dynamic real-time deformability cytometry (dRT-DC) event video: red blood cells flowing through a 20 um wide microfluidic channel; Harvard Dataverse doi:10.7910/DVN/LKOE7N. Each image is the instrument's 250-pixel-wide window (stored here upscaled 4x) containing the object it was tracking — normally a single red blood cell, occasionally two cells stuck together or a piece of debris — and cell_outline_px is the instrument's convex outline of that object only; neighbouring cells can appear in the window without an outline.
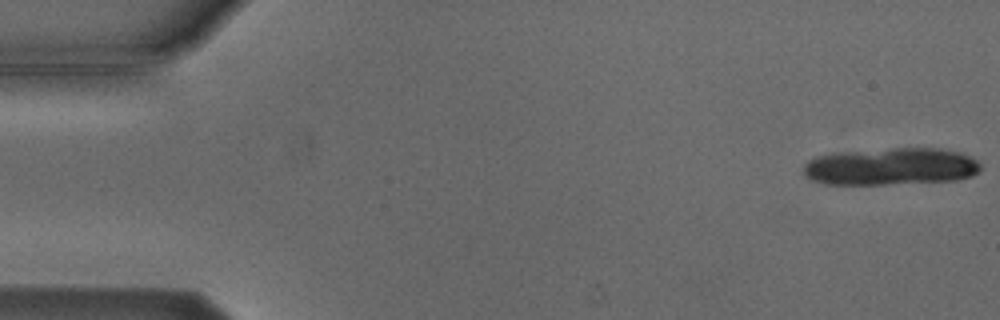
{"species": "Egyptian fruit bat (a non-hibernating species)", "species_latin": "Rousettus aegyptiacus", "temperature_condition": "cold", "stored_images_in_passage": 9, "camera_frame_rate_fps": 3000, "um_per_image_px": 0.085, "animal": {"sex": "male"}, "frame": {"image": 1, "passage_image": 1, "time_ms": 0.0, "image_size_px": [1000, 320], "cell_outline_px": [[980, 168], [972, 176], [960, 180], [884, 184], [824, 184], [812, 180], [804, 172], [804, 164], [808, 160], [816, 156], [832, 152], [896, 148], [940, 148], [960, 152], [976, 160], [980, 164]], "centroid_in_image_um": [75.71, 14.15], "position_along_channel_um": 9.3, "area_um2": 38.61}}
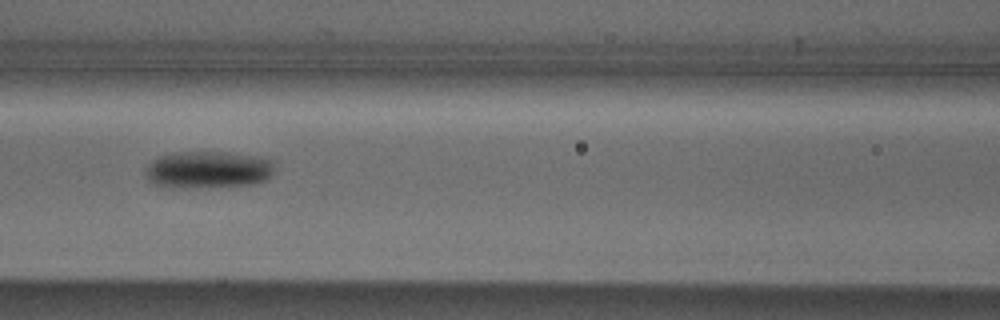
{"frame": {"image": 2, "passage_image": 7, "time_ms": 7.667, "image_size_px": [1000, 320], "cell_outline_px": [[276, 168], [264, 180], [252, 184], [196, 188], [172, 188], [152, 184], [148, 180], [144, 172], [144, 168], [156, 156], [172, 152], [228, 152], [260, 156], [276, 160]], "centroid_in_image_um": [17.66, 14.41], "position_along_channel_um": 148.9, "area_um2": 28.73}}
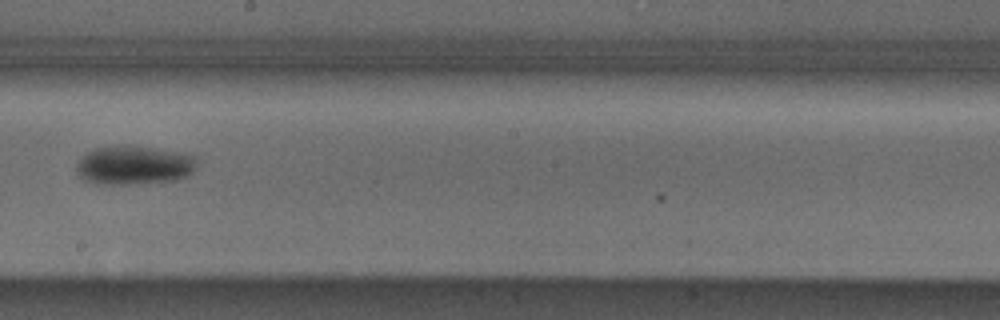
{"frame": {"image": 3, "passage_image": 9, "time_ms": 10.0, "image_size_px": [1000, 320], "cell_outline_px": [[196, 168], [188, 176], [176, 180], [136, 184], [96, 184], [84, 180], [76, 172], [76, 164], [88, 152], [96, 148], [124, 144], [128, 144], [184, 152], [196, 156]], "centroid_in_image_um": [11.42, 14.03], "position_along_channel_um": 236.8, "area_um2": 27.8}}